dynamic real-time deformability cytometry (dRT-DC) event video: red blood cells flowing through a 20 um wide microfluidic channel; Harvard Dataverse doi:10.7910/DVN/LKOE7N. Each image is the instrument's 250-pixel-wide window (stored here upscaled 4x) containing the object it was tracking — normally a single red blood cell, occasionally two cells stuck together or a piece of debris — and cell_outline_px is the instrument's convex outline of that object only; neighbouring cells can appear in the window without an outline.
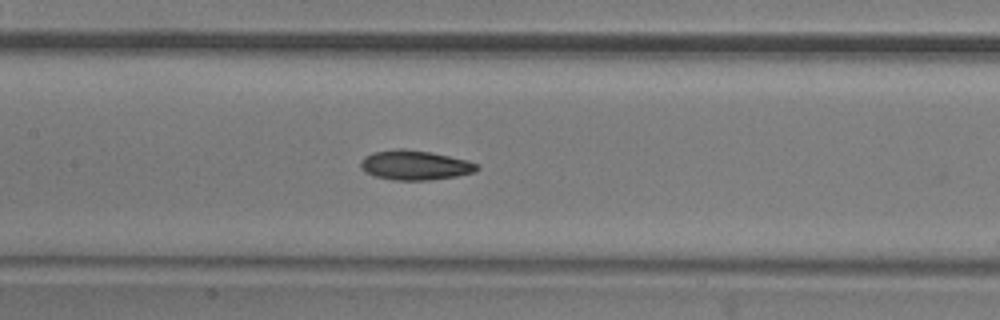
{"species": "common noctule bat (a hibernating species)", "species_latin": "Nyctalus noctula", "temperature_condition": "room temperature", "stored_images_in_passage": 8, "camera_frame_rate_fps": 3000, "um_per_image_px": 0.085, "animal": {"sex": "male", "body_mass_g": 20.5, "forearm_length_mm": 52.5}, "frame": {"image": 1, "passage_image": 7, "time_ms": 2.0, "image_size_px": [1000, 320], "cell_outline_px": [[480, 168], [476, 172], [456, 176], [428, 180], [396, 180], [376, 176], [364, 172], [360, 168], [360, 160], [364, 156], [372, 152], [396, 148], [404, 148], [432, 152], [468, 160], [480, 164]], "centroid_in_image_um": [35.28, 14.02], "position_along_channel_um": 172.1, "area_um2": 20.4}}